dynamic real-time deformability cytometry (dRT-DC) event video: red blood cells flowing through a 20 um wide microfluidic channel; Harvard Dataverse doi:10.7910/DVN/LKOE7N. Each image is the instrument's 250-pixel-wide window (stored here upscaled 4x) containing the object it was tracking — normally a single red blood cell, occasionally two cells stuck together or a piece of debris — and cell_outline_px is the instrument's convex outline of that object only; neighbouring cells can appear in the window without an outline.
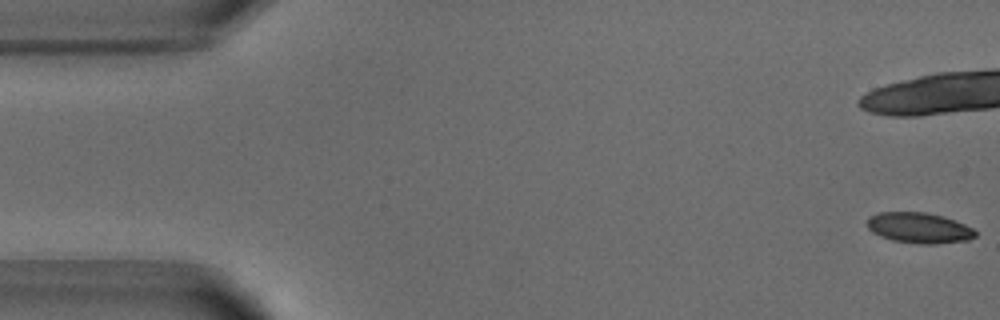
{"species": "common noctule bat (a hibernating species)", "species_latin": "Nyctalus noctula", "temperature_condition": "warm", "stored_images_in_passage": 14, "camera_frame_rate_fps": 3000, "um_per_image_px": 0.085, "animal": {"sex": "male", "body_mass_g": 18.8}, "frame": {"image": 1, "passage_image": 1, "time_ms": 0.0, "image_size_px": [1000, 320], "cell_outline_px": [[976, 236], [968, 240], [936, 244], [920, 244], [892, 240], [880, 236], [872, 232], [868, 228], [868, 216], [880, 212], [924, 212], [944, 216], [964, 224], [972, 228], [976, 232]], "centroid_in_image_um": [78.12, 19.37], "position_along_channel_um": 6.9, "area_um2": 19.31}}